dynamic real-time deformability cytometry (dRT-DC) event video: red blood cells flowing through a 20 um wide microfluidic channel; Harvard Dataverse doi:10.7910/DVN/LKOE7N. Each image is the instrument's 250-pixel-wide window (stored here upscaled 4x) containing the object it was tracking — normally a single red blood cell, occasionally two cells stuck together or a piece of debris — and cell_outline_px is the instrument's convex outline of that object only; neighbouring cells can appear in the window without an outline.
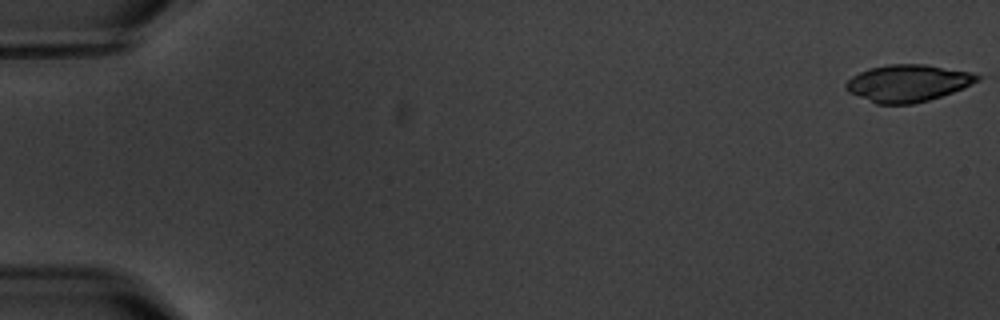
{"species": "common noctule bat (a hibernating species)", "species_latin": "Nyctalus noctula", "temperature_condition": "warm", "stored_images_in_passage": 6, "segment_of_instrument_passage": [1, 2], "camera_frame_rate_fps": 3000, "um_per_image_px": 0.085, "animal": {"sex": "male", "body_mass_g": 20.1, "forearm_length_mm": 53.5}, "frame": {"image": 1, "passage_image": 1, "time_ms": 0.0, "image_size_px": [1000, 320], "cell_outline_px": [[984, 76], [980, 80], [964, 88], [928, 100], [912, 104], [876, 104], [848, 92], [844, 88], [844, 84], [852, 76], [868, 68], [888, 64], [924, 64], [972, 72]], "centroid_in_image_um": [77.17, 7.06], "position_along_channel_um": 7.8, "area_um2": 28.55}}
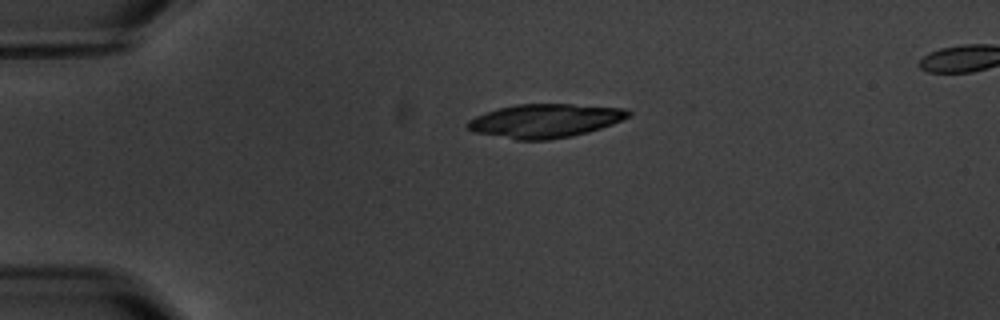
{"frame": {"image": 2, "passage_image": 4, "time_ms": 4.333, "image_size_px": [1000, 320], "cell_outline_px": [[632, 112], [628, 116], [612, 124], [588, 132], [572, 136], [548, 140], [516, 140], [472, 132], [464, 124], [468, 120], [476, 116], [500, 108], [516, 104], [572, 104], [624, 108]], "centroid_in_image_um": [46.29, 10.27], "position_along_channel_um": 38.7, "area_um2": 31.5}}